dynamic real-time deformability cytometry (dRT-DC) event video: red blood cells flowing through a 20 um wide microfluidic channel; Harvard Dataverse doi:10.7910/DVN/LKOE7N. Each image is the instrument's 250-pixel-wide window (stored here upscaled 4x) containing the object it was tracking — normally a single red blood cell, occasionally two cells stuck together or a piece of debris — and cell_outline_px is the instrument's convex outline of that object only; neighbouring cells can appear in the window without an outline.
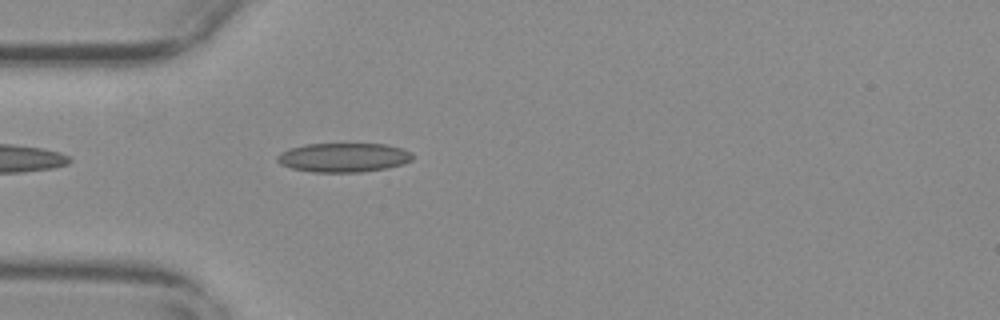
{"species": "common noctule bat (a hibernating species)", "species_latin": "Nyctalus noctula", "temperature_condition": "warm", "stored_images_in_passage": 34, "camera_frame_rate_fps": 3000, "um_per_image_px": 0.085, "animal": {"sex": "female", "body_mass_g": 29.2, "forearm_length_mm": 56.3}, "frame": {"image": 1, "passage_image": 1, "time_ms": 0.0, "image_size_px": [1000, 320], "cell_outline_px": [[412, 160], [388, 168], [360, 172], [312, 172], [292, 168], [280, 164], [276, 160], [276, 156], [280, 152], [288, 148], [304, 144], [384, 144], [400, 148], [412, 152]], "centroid_in_image_um": [29.15, 13.38], "position_along_channel_um": 55.8, "area_um2": 23.0}}
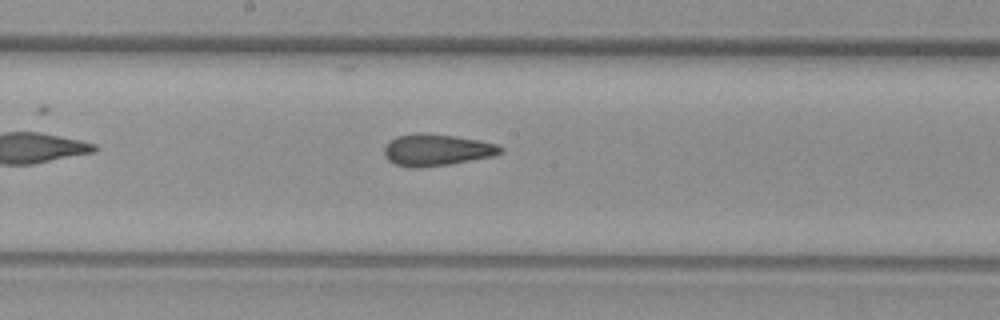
{"frame": {"image": 2, "passage_image": 14, "time_ms": 4.333, "image_size_px": [1000, 320], "cell_outline_px": [[504, 148], [496, 156], [448, 164], [420, 168], [408, 168], [396, 164], [388, 160], [384, 156], [384, 144], [388, 140], [396, 136], [416, 132], [420, 132], [452, 136], [480, 140], [496, 144]], "centroid_in_image_um": [37.06, 12.74], "position_along_channel_um": 211.1, "area_um2": 21.73}}
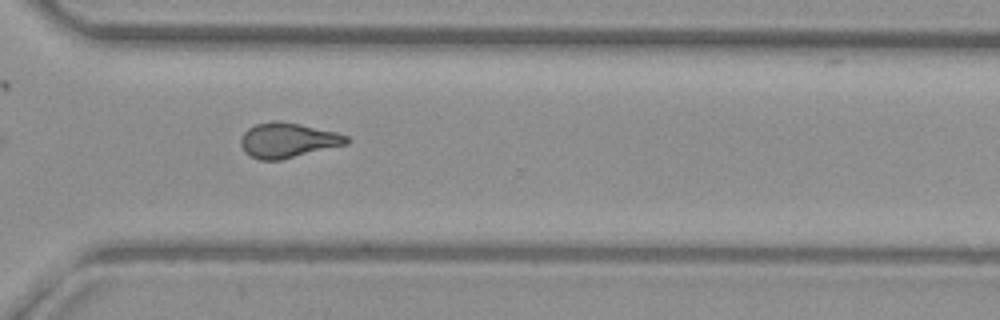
{"frame": {"image": 3, "passage_image": 25, "time_ms": 8.0, "image_size_px": [1000, 320], "cell_outline_px": [[352, 140], [348, 144], [280, 160], [260, 160], [244, 152], [240, 144], [240, 140], [244, 132], [248, 128], [256, 124], [272, 120], [280, 120], [300, 124], [336, 132], [348, 136]], "centroid_in_image_um": [24.47, 11.91], "position_along_channel_um": 346.1, "area_um2": 21.68}, "authors_computed_cell_mechanics": {"area_um2": 21.1259, "velocity_mm_per_s": 3.6932, "shape_relaxation_time_tau1_ms": null, "shape_relaxation_time_tau2_ms": 1.7594, "deformation_change_tau1": null, "deformation_change_tau2": 0.0935}}